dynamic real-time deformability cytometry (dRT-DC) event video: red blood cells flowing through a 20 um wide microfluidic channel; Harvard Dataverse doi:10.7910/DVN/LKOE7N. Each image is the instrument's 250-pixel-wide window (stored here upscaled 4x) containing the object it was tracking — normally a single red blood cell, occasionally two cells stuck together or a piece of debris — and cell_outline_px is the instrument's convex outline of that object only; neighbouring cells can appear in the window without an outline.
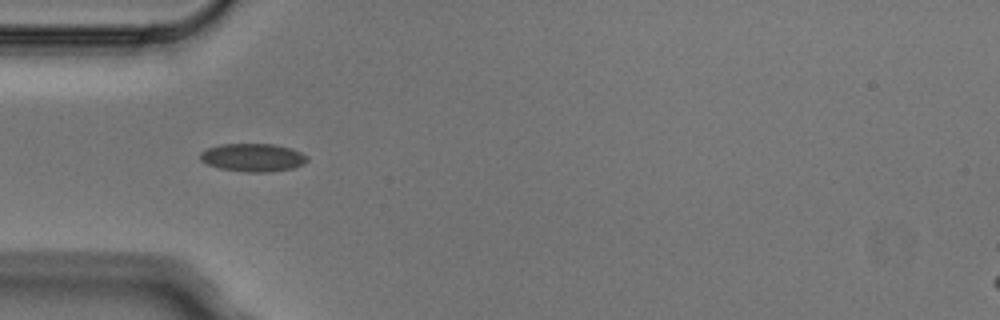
{"species": "Egyptian fruit bat (a non-hibernating species)", "species_latin": "Rousettus aegyptiacus", "temperature_condition": "cold", "stored_images_in_passage": 3, "camera_frame_rate_fps": 3000, "um_per_image_px": 0.085, "animal": {"sex": "male"}, "frame": {"image": 1, "passage_image": 2, "time_ms": 0.333, "image_size_px": [1000, 320], "cell_outline_px": [[308, 160], [304, 164], [292, 168], [268, 172], [248, 172], [220, 168], [208, 164], [200, 160], [200, 152], [208, 148], [220, 144], [272, 144], [292, 148], [308, 156]], "centroid_in_image_um": [21.51, 13.38], "position_along_channel_um": 63.5, "area_um2": 17.46}}
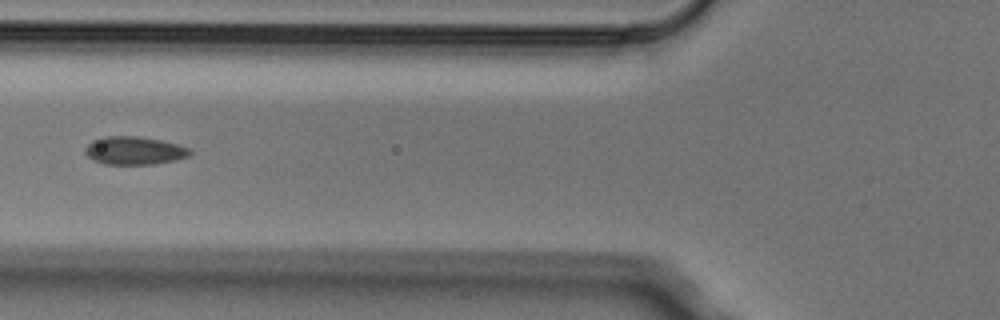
{"frame": {"image": 2, "passage_image": 3, "time_ms": 0.667, "image_size_px": [1000, 320], "cell_outline_px": [[192, 152], [188, 156], [176, 160], [156, 164], [104, 164], [92, 160], [84, 152], [84, 148], [92, 140], [104, 136], [136, 136], [160, 140], [176, 144], [188, 148]], "centroid_in_image_um": [11.37, 12.8], "position_along_channel_um": 114.4, "area_um2": 17.17}}